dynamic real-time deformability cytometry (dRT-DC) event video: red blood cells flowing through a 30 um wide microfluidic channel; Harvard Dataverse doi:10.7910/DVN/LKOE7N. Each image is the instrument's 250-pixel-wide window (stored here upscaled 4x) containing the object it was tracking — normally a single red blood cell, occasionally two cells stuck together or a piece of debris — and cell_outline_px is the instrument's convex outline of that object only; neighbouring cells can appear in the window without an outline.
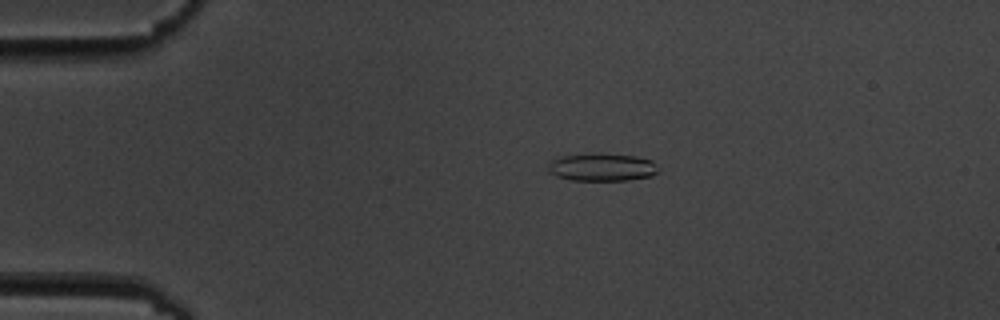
{"species": "common noctule bat (a hibernating species)", "species_latin": "Nyctalus noctula", "temperature_condition": "cold", "stored_images_in_passage": 12, "camera_frame_rate_fps": 3000, "um_per_image_px": 0.085, "animal": {"sex": "male", "body_mass_g": 19.5, "forearm_length_mm": 54.6}, "frame": {"image": 1, "passage_image": 1, "time_ms": 0.0, "image_size_px": [1000, 320], "cell_outline_px": [[660, 172], [652, 176], [628, 180], [572, 180], [556, 176], [548, 172], [548, 164], [552, 160], [560, 156], [592, 152], [600, 152], [636, 156], [652, 160], [660, 168]], "centroid_in_image_um": [51.2, 14.19], "position_along_channel_um": 33.8, "area_um2": 18.38}}
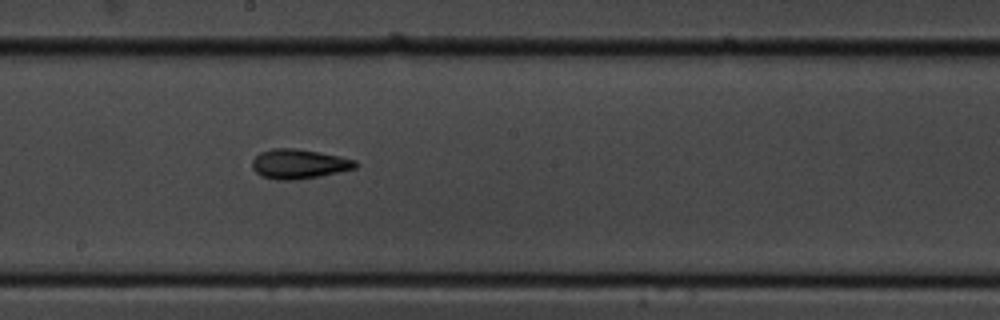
{"frame": {"image": 2, "passage_image": 6, "time_ms": 6.667, "image_size_px": [1000, 320], "cell_outline_px": [[360, 164], [356, 168], [320, 176], [296, 180], [276, 180], [260, 176], [252, 168], [252, 160], [260, 152], [272, 148], [296, 148], [340, 156], [356, 160]], "centroid_in_image_um": [25.41, 13.94], "position_along_channel_um": 222.8, "area_um2": 17.98}}
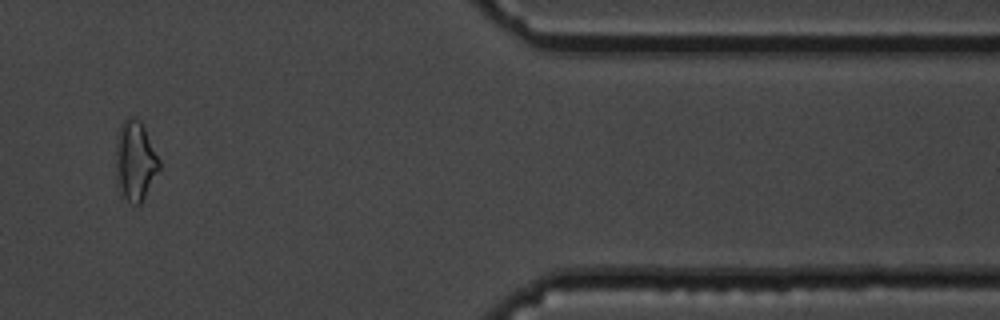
{"frame": {"image": 3, "passage_image": 11, "time_ms": 12.667, "image_size_px": [1000, 320], "cell_outline_px": [[160, 168], [140, 204], [132, 204], [120, 196], [116, 184], [116, 140], [120, 128], [124, 120], [128, 116], [132, 116], [140, 120], [160, 160]], "centroid_in_image_um": [11.47, 13.7], "position_along_channel_um": 399.9, "area_um2": 20.23}, "authors_computed_cell_mechanics": {"area_um2": 18.0914, "velocity_mm_per_s": 3.5115, "shape_relaxation_time_tau1_ms": null, "shape_relaxation_time_tau2_ms": 2.9895, "deformation_change_tau1": null, "deformation_change_tau2": 0.0928}}